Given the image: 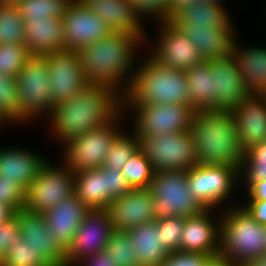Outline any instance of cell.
<instances>
[{"instance_id": "cell-1", "label": "cell", "mask_w": 266, "mask_h": 266, "mask_svg": "<svg viewBox=\"0 0 266 266\" xmlns=\"http://www.w3.org/2000/svg\"><path fill=\"white\" fill-rule=\"evenodd\" d=\"M119 92L104 84H89L66 102L52 107L55 134L67 143L81 134L109 124L119 113L124 100Z\"/></svg>"}, {"instance_id": "cell-2", "label": "cell", "mask_w": 266, "mask_h": 266, "mask_svg": "<svg viewBox=\"0 0 266 266\" xmlns=\"http://www.w3.org/2000/svg\"><path fill=\"white\" fill-rule=\"evenodd\" d=\"M197 165L240 167L245 152L229 109H199L190 127Z\"/></svg>"}, {"instance_id": "cell-3", "label": "cell", "mask_w": 266, "mask_h": 266, "mask_svg": "<svg viewBox=\"0 0 266 266\" xmlns=\"http://www.w3.org/2000/svg\"><path fill=\"white\" fill-rule=\"evenodd\" d=\"M141 42L136 35L113 32L80 48L77 54L85 79L90 84H104L119 90L120 80L128 76L133 64V50Z\"/></svg>"}, {"instance_id": "cell-4", "label": "cell", "mask_w": 266, "mask_h": 266, "mask_svg": "<svg viewBox=\"0 0 266 266\" xmlns=\"http://www.w3.org/2000/svg\"><path fill=\"white\" fill-rule=\"evenodd\" d=\"M132 75L122 91L125 104L190 105V90L185 71L160 65L151 56ZM128 88V89H126Z\"/></svg>"}, {"instance_id": "cell-5", "label": "cell", "mask_w": 266, "mask_h": 266, "mask_svg": "<svg viewBox=\"0 0 266 266\" xmlns=\"http://www.w3.org/2000/svg\"><path fill=\"white\" fill-rule=\"evenodd\" d=\"M219 228L218 255L242 266L266 254V226L259 224L243 207L226 211Z\"/></svg>"}, {"instance_id": "cell-6", "label": "cell", "mask_w": 266, "mask_h": 266, "mask_svg": "<svg viewBox=\"0 0 266 266\" xmlns=\"http://www.w3.org/2000/svg\"><path fill=\"white\" fill-rule=\"evenodd\" d=\"M148 189L154 198V220L194 216L206 209L189 191L187 170L155 172Z\"/></svg>"}, {"instance_id": "cell-7", "label": "cell", "mask_w": 266, "mask_h": 266, "mask_svg": "<svg viewBox=\"0 0 266 266\" xmlns=\"http://www.w3.org/2000/svg\"><path fill=\"white\" fill-rule=\"evenodd\" d=\"M139 149L151 162L153 171L191 170L197 165L190 131L138 137Z\"/></svg>"}, {"instance_id": "cell-8", "label": "cell", "mask_w": 266, "mask_h": 266, "mask_svg": "<svg viewBox=\"0 0 266 266\" xmlns=\"http://www.w3.org/2000/svg\"><path fill=\"white\" fill-rule=\"evenodd\" d=\"M49 164L46 160L38 176L27 187L25 211L43 214L75 193V173L66 164L59 169Z\"/></svg>"}, {"instance_id": "cell-9", "label": "cell", "mask_w": 266, "mask_h": 266, "mask_svg": "<svg viewBox=\"0 0 266 266\" xmlns=\"http://www.w3.org/2000/svg\"><path fill=\"white\" fill-rule=\"evenodd\" d=\"M50 74L46 56L32 55L16 77L21 113L29 120L52 111Z\"/></svg>"}, {"instance_id": "cell-10", "label": "cell", "mask_w": 266, "mask_h": 266, "mask_svg": "<svg viewBox=\"0 0 266 266\" xmlns=\"http://www.w3.org/2000/svg\"><path fill=\"white\" fill-rule=\"evenodd\" d=\"M120 115L119 113L109 124L92 129L66 143L64 161L73 173L103 167L110 147L122 133L115 128Z\"/></svg>"}, {"instance_id": "cell-11", "label": "cell", "mask_w": 266, "mask_h": 266, "mask_svg": "<svg viewBox=\"0 0 266 266\" xmlns=\"http://www.w3.org/2000/svg\"><path fill=\"white\" fill-rule=\"evenodd\" d=\"M136 114L135 135L146 137L190 130L195 110L182 104H128Z\"/></svg>"}, {"instance_id": "cell-12", "label": "cell", "mask_w": 266, "mask_h": 266, "mask_svg": "<svg viewBox=\"0 0 266 266\" xmlns=\"http://www.w3.org/2000/svg\"><path fill=\"white\" fill-rule=\"evenodd\" d=\"M240 167L196 165L187 171L189 191L206 209H211L230 194Z\"/></svg>"}, {"instance_id": "cell-13", "label": "cell", "mask_w": 266, "mask_h": 266, "mask_svg": "<svg viewBox=\"0 0 266 266\" xmlns=\"http://www.w3.org/2000/svg\"><path fill=\"white\" fill-rule=\"evenodd\" d=\"M49 67L51 102H66L90 83L85 79L77 51L64 50L45 55Z\"/></svg>"}, {"instance_id": "cell-14", "label": "cell", "mask_w": 266, "mask_h": 266, "mask_svg": "<svg viewBox=\"0 0 266 266\" xmlns=\"http://www.w3.org/2000/svg\"><path fill=\"white\" fill-rule=\"evenodd\" d=\"M112 231L107 210H90L66 250V266L104 251Z\"/></svg>"}, {"instance_id": "cell-15", "label": "cell", "mask_w": 266, "mask_h": 266, "mask_svg": "<svg viewBox=\"0 0 266 266\" xmlns=\"http://www.w3.org/2000/svg\"><path fill=\"white\" fill-rule=\"evenodd\" d=\"M63 21L65 50L77 51L113 33L105 21L77 0L67 7Z\"/></svg>"}, {"instance_id": "cell-16", "label": "cell", "mask_w": 266, "mask_h": 266, "mask_svg": "<svg viewBox=\"0 0 266 266\" xmlns=\"http://www.w3.org/2000/svg\"><path fill=\"white\" fill-rule=\"evenodd\" d=\"M162 35L151 57L160 65L187 71L204 58L193 42L171 21H161ZM156 51V52H155Z\"/></svg>"}, {"instance_id": "cell-17", "label": "cell", "mask_w": 266, "mask_h": 266, "mask_svg": "<svg viewBox=\"0 0 266 266\" xmlns=\"http://www.w3.org/2000/svg\"><path fill=\"white\" fill-rule=\"evenodd\" d=\"M111 228L127 231L154 221V198L148 188H132L126 195L113 199L106 208Z\"/></svg>"}, {"instance_id": "cell-18", "label": "cell", "mask_w": 266, "mask_h": 266, "mask_svg": "<svg viewBox=\"0 0 266 266\" xmlns=\"http://www.w3.org/2000/svg\"><path fill=\"white\" fill-rule=\"evenodd\" d=\"M19 219V231L36 254L49 266H66V250L49 233L42 214L21 209L15 212Z\"/></svg>"}, {"instance_id": "cell-19", "label": "cell", "mask_w": 266, "mask_h": 266, "mask_svg": "<svg viewBox=\"0 0 266 266\" xmlns=\"http://www.w3.org/2000/svg\"><path fill=\"white\" fill-rule=\"evenodd\" d=\"M232 113L235 117L240 147L247 151L266 142V94L250 93Z\"/></svg>"}, {"instance_id": "cell-20", "label": "cell", "mask_w": 266, "mask_h": 266, "mask_svg": "<svg viewBox=\"0 0 266 266\" xmlns=\"http://www.w3.org/2000/svg\"><path fill=\"white\" fill-rule=\"evenodd\" d=\"M215 77L216 109H234L251 92L233 56L209 60Z\"/></svg>"}, {"instance_id": "cell-21", "label": "cell", "mask_w": 266, "mask_h": 266, "mask_svg": "<svg viewBox=\"0 0 266 266\" xmlns=\"http://www.w3.org/2000/svg\"><path fill=\"white\" fill-rule=\"evenodd\" d=\"M90 209L74 193L42 215L49 233L67 250Z\"/></svg>"}, {"instance_id": "cell-22", "label": "cell", "mask_w": 266, "mask_h": 266, "mask_svg": "<svg viewBox=\"0 0 266 266\" xmlns=\"http://www.w3.org/2000/svg\"><path fill=\"white\" fill-rule=\"evenodd\" d=\"M84 7L96 13L113 32H122L144 38L139 15L129 0H77Z\"/></svg>"}, {"instance_id": "cell-23", "label": "cell", "mask_w": 266, "mask_h": 266, "mask_svg": "<svg viewBox=\"0 0 266 266\" xmlns=\"http://www.w3.org/2000/svg\"><path fill=\"white\" fill-rule=\"evenodd\" d=\"M196 46L204 60L233 56L235 46L232 25L227 29L215 27H192L188 23H173Z\"/></svg>"}, {"instance_id": "cell-24", "label": "cell", "mask_w": 266, "mask_h": 266, "mask_svg": "<svg viewBox=\"0 0 266 266\" xmlns=\"http://www.w3.org/2000/svg\"><path fill=\"white\" fill-rule=\"evenodd\" d=\"M209 218V209L185 217L180 251L218 255L219 228L217 229Z\"/></svg>"}, {"instance_id": "cell-25", "label": "cell", "mask_w": 266, "mask_h": 266, "mask_svg": "<svg viewBox=\"0 0 266 266\" xmlns=\"http://www.w3.org/2000/svg\"><path fill=\"white\" fill-rule=\"evenodd\" d=\"M24 44L31 55L44 56L65 50L63 18L25 22Z\"/></svg>"}, {"instance_id": "cell-26", "label": "cell", "mask_w": 266, "mask_h": 266, "mask_svg": "<svg viewBox=\"0 0 266 266\" xmlns=\"http://www.w3.org/2000/svg\"><path fill=\"white\" fill-rule=\"evenodd\" d=\"M46 160L20 149H0V178L19 183L25 190L38 176Z\"/></svg>"}, {"instance_id": "cell-27", "label": "cell", "mask_w": 266, "mask_h": 266, "mask_svg": "<svg viewBox=\"0 0 266 266\" xmlns=\"http://www.w3.org/2000/svg\"><path fill=\"white\" fill-rule=\"evenodd\" d=\"M140 266H160L170 251L163 245L156 220L126 231Z\"/></svg>"}, {"instance_id": "cell-28", "label": "cell", "mask_w": 266, "mask_h": 266, "mask_svg": "<svg viewBox=\"0 0 266 266\" xmlns=\"http://www.w3.org/2000/svg\"><path fill=\"white\" fill-rule=\"evenodd\" d=\"M74 188L76 196L90 210H106L112 201L108 197L107 176L102 168L76 172Z\"/></svg>"}, {"instance_id": "cell-29", "label": "cell", "mask_w": 266, "mask_h": 266, "mask_svg": "<svg viewBox=\"0 0 266 266\" xmlns=\"http://www.w3.org/2000/svg\"><path fill=\"white\" fill-rule=\"evenodd\" d=\"M235 44V58L242 80L252 94H266V48L250 47L246 50Z\"/></svg>"}, {"instance_id": "cell-30", "label": "cell", "mask_w": 266, "mask_h": 266, "mask_svg": "<svg viewBox=\"0 0 266 266\" xmlns=\"http://www.w3.org/2000/svg\"><path fill=\"white\" fill-rule=\"evenodd\" d=\"M189 90L190 105L197 111L199 109H215V77L212 73L211 63L204 60L185 71Z\"/></svg>"}, {"instance_id": "cell-31", "label": "cell", "mask_w": 266, "mask_h": 266, "mask_svg": "<svg viewBox=\"0 0 266 266\" xmlns=\"http://www.w3.org/2000/svg\"><path fill=\"white\" fill-rule=\"evenodd\" d=\"M223 6L211 5L208 2L198 1L181 8L172 18V23H188L192 27H215L227 29L231 20Z\"/></svg>"}, {"instance_id": "cell-32", "label": "cell", "mask_w": 266, "mask_h": 266, "mask_svg": "<svg viewBox=\"0 0 266 266\" xmlns=\"http://www.w3.org/2000/svg\"><path fill=\"white\" fill-rule=\"evenodd\" d=\"M72 0H20L17 3L24 22H34L44 18H63Z\"/></svg>"}, {"instance_id": "cell-33", "label": "cell", "mask_w": 266, "mask_h": 266, "mask_svg": "<svg viewBox=\"0 0 266 266\" xmlns=\"http://www.w3.org/2000/svg\"><path fill=\"white\" fill-rule=\"evenodd\" d=\"M0 120L26 121L20 111L16 78L0 72Z\"/></svg>"}, {"instance_id": "cell-34", "label": "cell", "mask_w": 266, "mask_h": 266, "mask_svg": "<svg viewBox=\"0 0 266 266\" xmlns=\"http://www.w3.org/2000/svg\"><path fill=\"white\" fill-rule=\"evenodd\" d=\"M25 22L17 4L0 5V44L24 43Z\"/></svg>"}, {"instance_id": "cell-35", "label": "cell", "mask_w": 266, "mask_h": 266, "mask_svg": "<svg viewBox=\"0 0 266 266\" xmlns=\"http://www.w3.org/2000/svg\"><path fill=\"white\" fill-rule=\"evenodd\" d=\"M104 251L112 259L114 266H140L126 231L113 230Z\"/></svg>"}, {"instance_id": "cell-36", "label": "cell", "mask_w": 266, "mask_h": 266, "mask_svg": "<svg viewBox=\"0 0 266 266\" xmlns=\"http://www.w3.org/2000/svg\"><path fill=\"white\" fill-rule=\"evenodd\" d=\"M121 172L131 188H148L154 175L151 162L140 149L129 159Z\"/></svg>"}, {"instance_id": "cell-37", "label": "cell", "mask_w": 266, "mask_h": 266, "mask_svg": "<svg viewBox=\"0 0 266 266\" xmlns=\"http://www.w3.org/2000/svg\"><path fill=\"white\" fill-rule=\"evenodd\" d=\"M123 135L124 133H121L110 147L103 163L105 168H114L116 171H121L139 149V139L135 133L133 137Z\"/></svg>"}, {"instance_id": "cell-38", "label": "cell", "mask_w": 266, "mask_h": 266, "mask_svg": "<svg viewBox=\"0 0 266 266\" xmlns=\"http://www.w3.org/2000/svg\"><path fill=\"white\" fill-rule=\"evenodd\" d=\"M244 169H247L245 179L248 189L255 182L266 180V142L256 144L245 151L239 173L241 174Z\"/></svg>"}, {"instance_id": "cell-39", "label": "cell", "mask_w": 266, "mask_h": 266, "mask_svg": "<svg viewBox=\"0 0 266 266\" xmlns=\"http://www.w3.org/2000/svg\"><path fill=\"white\" fill-rule=\"evenodd\" d=\"M0 266H49L20 235L10 246Z\"/></svg>"}, {"instance_id": "cell-40", "label": "cell", "mask_w": 266, "mask_h": 266, "mask_svg": "<svg viewBox=\"0 0 266 266\" xmlns=\"http://www.w3.org/2000/svg\"><path fill=\"white\" fill-rule=\"evenodd\" d=\"M31 56L24 43L0 44V72L16 78Z\"/></svg>"}, {"instance_id": "cell-41", "label": "cell", "mask_w": 266, "mask_h": 266, "mask_svg": "<svg viewBox=\"0 0 266 266\" xmlns=\"http://www.w3.org/2000/svg\"><path fill=\"white\" fill-rule=\"evenodd\" d=\"M184 221V216L156 220V227L160 232L161 241L170 252L180 251Z\"/></svg>"}, {"instance_id": "cell-42", "label": "cell", "mask_w": 266, "mask_h": 266, "mask_svg": "<svg viewBox=\"0 0 266 266\" xmlns=\"http://www.w3.org/2000/svg\"><path fill=\"white\" fill-rule=\"evenodd\" d=\"M25 197L26 190L19 183L0 178V203L17 212L24 209Z\"/></svg>"}, {"instance_id": "cell-43", "label": "cell", "mask_w": 266, "mask_h": 266, "mask_svg": "<svg viewBox=\"0 0 266 266\" xmlns=\"http://www.w3.org/2000/svg\"><path fill=\"white\" fill-rule=\"evenodd\" d=\"M213 256L216 255L175 251L170 252L160 266H206Z\"/></svg>"}, {"instance_id": "cell-44", "label": "cell", "mask_w": 266, "mask_h": 266, "mask_svg": "<svg viewBox=\"0 0 266 266\" xmlns=\"http://www.w3.org/2000/svg\"><path fill=\"white\" fill-rule=\"evenodd\" d=\"M135 12L140 14H150L160 21H169V0H129ZM154 14V15H153ZM157 17H156V16Z\"/></svg>"}, {"instance_id": "cell-45", "label": "cell", "mask_w": 266, "mask_h": 266, "mask_svg": "<svg viewBox=\"0 0 266 266\" xmlns=\"http://www.w3.org/2000/svg\"><path fill=\"white\" fill-rule=\"evenodd\" d=\"M19 219L16 215L0 225V262L12 243L20 236Z\"/></svg>"}, {"instance_id": "cell-46", "label": "cell", "mask_w": 266, "mask_h": 266, "mask_svg": "<svg viewBox=\"0 0 266 266\" xmlns=\"http://www.w3.org/2000/svg\"><path fill=\"white\" fill-rule=\"evenodd\" d=\"M107 176L108 197L113 200L127 194L132 188L126 181L121 171H116L114 168L101 167Z\"/></svg>"}, {"instance_id": "cell-47", "label": "cell", "mask_w": 266, "mask_h": 266, "mask_svg": "<svg viewBox=\"0 0 266 266\" xmlns=\"http://www.w3.org/2000/svg\"><path fill=\"white\" fill-rule=\"evenodd\" d=\"M247 206H242L247 213L259 224L266 226V200L248 201Z\"/></svg>"}, {"instance_id": "cell-48", "label": "cell", "mask_w": 266, "mask_h": 266, "mask_svg": "<svg viewBox=\"0 0 266 266\" xmlns=\"http://www.w3.org/2000/svg\"><path fill=\"white\" fill-rule=\"evenodd\" d=\"M81 262L86 263L82 264L85 266H114L112 259L107 255L105 251L93 254L92 256L85 258L78 263L81 264Z\"/></svg>"}, {"instance_id": "cell-49", "label": "cell", "mask_w": 266, "mask_h": 266, "mask_svg": "<svg viewBox=\"0 0 266 266\" xmlns=\"http://www.w3.org/2000/svg\"><path fill=\"white\" fill-rule=\"evenodd\" d=\"M249 201L266 200V180L255 182L248 191Z\"/></svg>"}, {"instance_id": "cell-50", "label": "cell", "mask_w": 266, "mask_h": 266, "mask_svg": "<svg viewBox=\"0 0 266 266\" xmlns=\"http://www.w3.org/2000/svg\"><path fill=\"white\" fill-rule=\"evenodd\" d=\"M198 1L200 0H169V21L181 8Z\"/></svg>"}, {"instance_id": "cell-51", "label": "cell", "mask_w": 266, "mask_h": 266, "mask_svg": "<svg viewBox=\"0 0 266 266\" xmlns=\"http://www.w3.org/2000/svg\"><path fill=\"white\" fill-rule=\"evenodd\" d=\"M206 266H239V265L229 260L228 258L216 255L210 258Z\"/></svg>"}, {"instance_id": "cell-52", "label": "cell", "mask_w": 266, "mask_h": 266, "mask_svg": "<svg viewBox=\"0 0 266 266\" xmlns=\"http://www.w3.org/2000/svg\"><path fill=\"white\" fill-rule=\"evenodd\" d=\"M14 215L15 211L11 207L0 203V225L9 220Z\"/></svg>"}, {"instance_id": "cell-53", "label": "cell", "mask_w": 266, "mask_h": 266, "mask_svg": "<svg viewBox=\"0 0 266 266\" xmlns=\"http://www.w3.org/2000/svg\"><path fill=\"white\" fill-rule=\"evenodd\" d=\"M242 266H266V254L258 258L252 259Z\"/></svg>"}, {"instance_id": "cell-54", "label": "cell", "mask_w": 266, "mask_h": 266, "mask_svg": "<svg viewBox=\"0 0 266 266\" xmlns=\"http://www.w3.org/2000/svg\"><path fill=\"white\" fill-rule=\"evenodd\" d=\"M200 1H202L204 3L208 2L211 5L222 6L221 5V3H222L221 0H200Z\"/></svg>"}, {"instance_id": "cell-55", "label": "cell", "mask_w": 266, "mask_h": 266, "mask_svg": "<svg viewBox=\"0 0 266 266\" xmlns=\"http://www.w3.org/2000/svg\"><path fill=\"white\" fill-rule=\"evenodd\" d=\"M20 0H0V5L17 4Z\"/></svg>"}]
</instances>
